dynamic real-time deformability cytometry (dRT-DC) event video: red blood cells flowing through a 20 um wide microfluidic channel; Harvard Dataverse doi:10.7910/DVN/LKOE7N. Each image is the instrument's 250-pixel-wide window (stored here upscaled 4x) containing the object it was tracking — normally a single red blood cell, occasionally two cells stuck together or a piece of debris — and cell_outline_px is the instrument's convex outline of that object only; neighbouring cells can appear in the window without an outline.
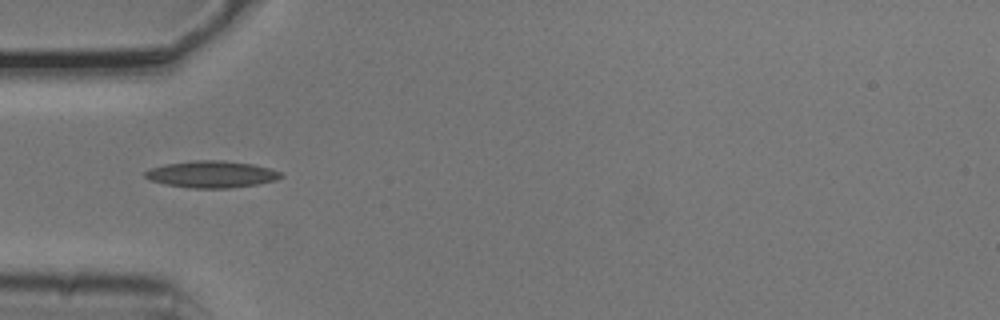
{"species": "common noctule bat (a hibernating species)", "species_latin": "Nyctalus noctula", "temperature_condition": "cold", "stored_images_in_passage": 3, "camera_frame_rate_fps": 3000, "um_per_image_px": 0.085, "animal": {"sex": "male", "body_mass_g": 20.5, "forearm_length_mm": 52.5}, "frame": {"image": 1, "passage_image": 1, "time_ms": 0.0, "image_size_px": [1000, 320], "cell_outline_px": [[284, 176], [276, 180], [256, 184], [228, 188], [192, 188], [164, 184], [148, 180], [144, 176], [144, 172], [152, 168], [164, 164], [196, 160], [224, 160], [252, 164], [268, 168], [280, 172]], "centroid_in_image_um": [17.95, 14.81], "position_along_channel_um": 67.0, "area_um2": 21.15}}
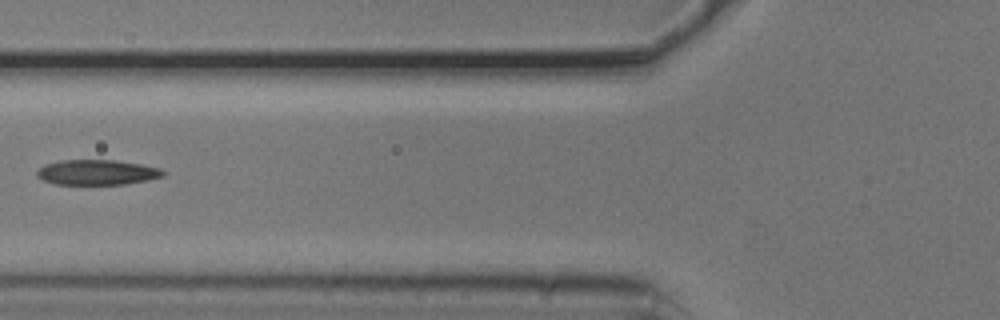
{"frame": {"image": 2, "passage_image": 2, "time_ms": 0.333, "image_size_px": [1000, 320], "cell_outline_px": [[164, 176], [148, 180], [124, 184], [52, 184], [40, 180], [36, 176], [36, 172], [44, 164], [60, 160], [116, 160], [140, 164], [160, 168], [164, 172]], "centroid_in_image_um": [8.2, 14.65], "position_along_channel_um": 117.6, "area_um2": 18.61}}
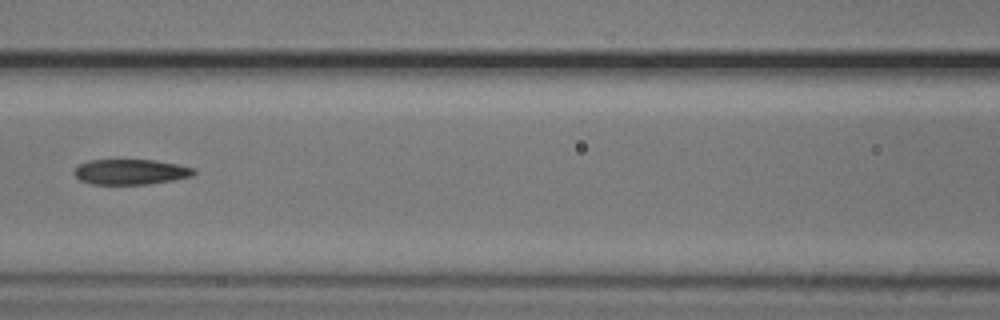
{"frame": {"image": 3, "passage_image": 3, "time_ms": 0.667, "image_size_px": [1000, 320], "cell_outline_px": [[196, 172], [192, 176], [172, 180], [148, 184], [92, 184], [80, 180], [72, 172], [76, 164], [88, 160], [152, 160], [180, 164], [192, 168]], "centroid_in_image_um": [11.05, 14.6], "position_along_channel_um": 155.5, "area_um2": 17.74}}